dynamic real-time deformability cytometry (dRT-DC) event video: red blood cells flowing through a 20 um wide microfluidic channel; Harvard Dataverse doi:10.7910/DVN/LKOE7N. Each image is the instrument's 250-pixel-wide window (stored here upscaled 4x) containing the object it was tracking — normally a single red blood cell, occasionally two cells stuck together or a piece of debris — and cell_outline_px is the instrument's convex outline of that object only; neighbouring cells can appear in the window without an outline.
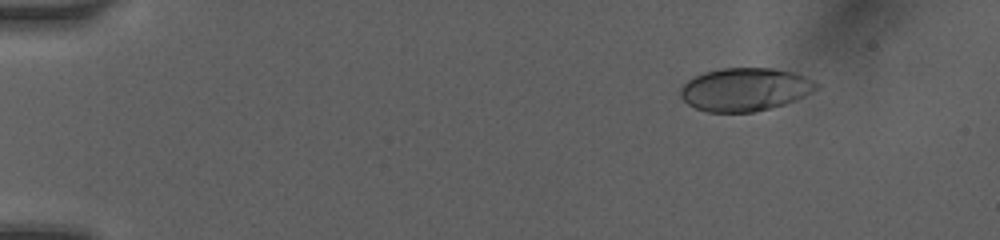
{"species": "human", "species_latin": "Homo sapiens", "temperature_condition": "room temperature", "stored_images_in_passage": 24, "camera_frame_rate_fps": 3000, "um_per_image_px": 0.085, "donor": {"sex": "female"}, "frame": {"image": 1, "passage_image": 2, "time_ms": 1.0, "image_size_px": [1000, 240], "cell_outline_px": [[820, 84], [816, 88], [804, 96], [784, 104], [772, 108], [756, 112], [708, 112], [696, 108], [688, 104], [680, 96], [680, 88], [688, 80], [704, 72], [720, 68], [772, 68], [796, 72]], "centroid_in_image_um": [63.32, 7.6], "position_along_channel_um": 21.7, "area_um2": 34.16}}
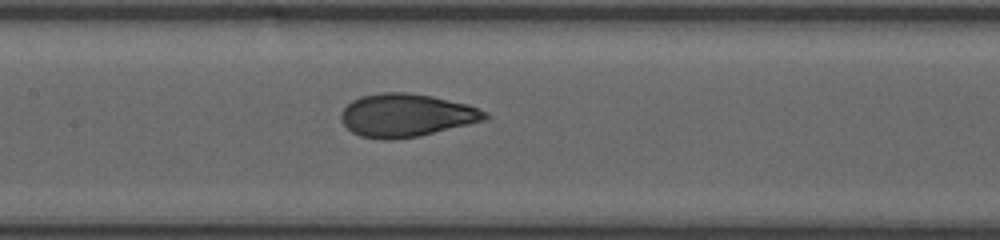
{"frame": {"image": 2, "passage_image": 15, "time_ms": 7.333, "image_size_px": [1000, 240], "cell_outline_px": [[488, 116], [484, 120], [420, 136], [388, 140], [384, 140], [360, 136], [352, 132], [344, 124], [340, 116], [340, 112], [352, 100], [360, 96], [380, 92], [408, 92], [432, 96], [468, 104], [488, 112]], "centroid_in_image_um": [34.51, 9.79], "position_along_channel_um": 172.9, "area_um2": 36.13}}
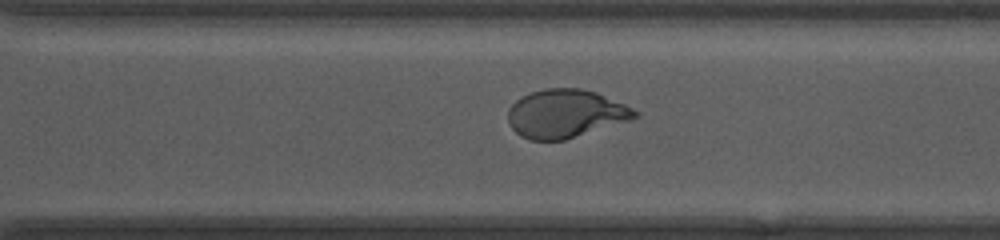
{"frame": {"image": 3, "passage_image": 24, "time_ms": 11.0, "image_size_px": [1000, 240], "cell_outline_px": [[640, 116], [628, 120], [564, 140], [528, 140], [520, 136], [508, 124], [508, 108], [516, 100], [532, 92], [544, 88], [580, 88], [596, 92], [624, 104], [640, 112]], "centroid_in_image_um": [48.04, 9.66], "position_along_channel_um": 322.6, "area_um2": 35.49}}